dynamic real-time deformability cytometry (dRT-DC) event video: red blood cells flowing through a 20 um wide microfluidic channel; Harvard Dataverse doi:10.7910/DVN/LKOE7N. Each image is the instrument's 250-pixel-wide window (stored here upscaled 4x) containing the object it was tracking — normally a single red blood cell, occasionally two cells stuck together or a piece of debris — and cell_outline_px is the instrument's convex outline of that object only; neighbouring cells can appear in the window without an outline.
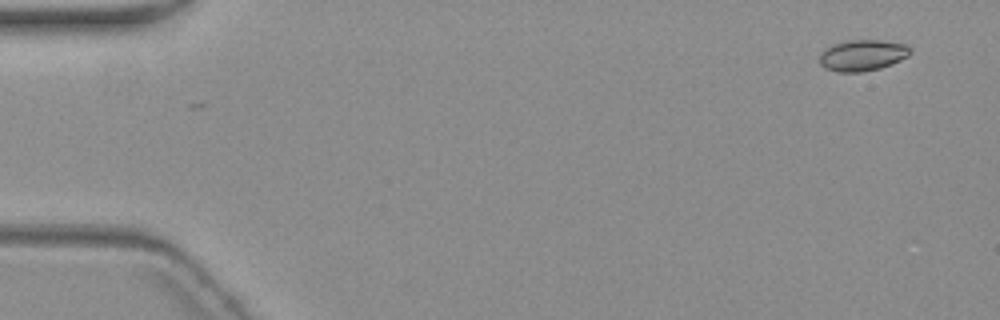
{"species": "common noctule bat (a hibernating species)", "species_latin": "Nyctalus noctula", "temperature_condition": "warm", "stored_images_in_passage": 5, "camera_frame_rate_fps": 3000, "um_per_image_px": 0.085, "animal": {"sex": "female", "body_mass_g": 19.3, "forearm_length_mm": 54.1}, "frame": {"image": 1, "passage_image": 1, "time_ms": 0.0, "image_size_px": [1000, 320], "cell_outline_px": [[912, 52], [908, 56], [900, 60], [880, 68], [860, 72], [836, 72], [824, 68], [820, 64], [820, 52], [824, 48], [832, 44], [848, 40], [880, 40], [904, 44], [912, 48]], "centroid_in_image_um": [73.28, 4.69], "position_along_channel_um": 11.7, "area_um2": 16.59}}
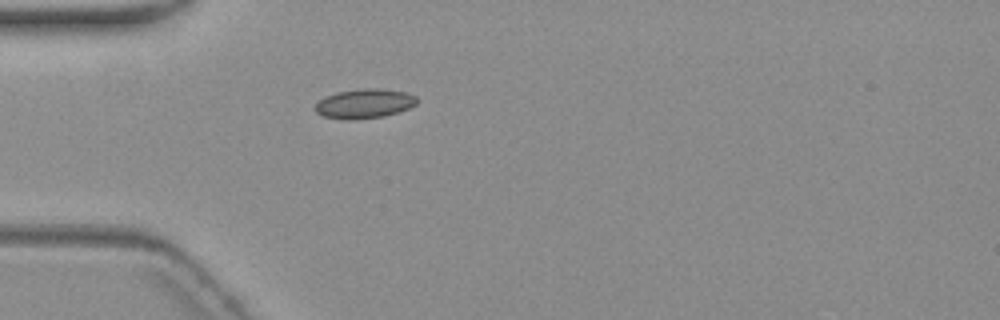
{"frame": {"image": 2, "passage_image": 5, "time_ms": 4.667, "image_size_px": [1000, 320], "cell_outline_px": [[420, 100], [416, 104], [408, 108], [384, 116], [348, 120], [324, 116], [316, 112], [316, 104], [324, 96], [336, 92], [364, 88], [380, 88], [408, 92], [416, 96]], "centroid_in_image_um": [31.01, 8.79], "position_along_channel_um": 54.0, "area_um2": 17.46}}